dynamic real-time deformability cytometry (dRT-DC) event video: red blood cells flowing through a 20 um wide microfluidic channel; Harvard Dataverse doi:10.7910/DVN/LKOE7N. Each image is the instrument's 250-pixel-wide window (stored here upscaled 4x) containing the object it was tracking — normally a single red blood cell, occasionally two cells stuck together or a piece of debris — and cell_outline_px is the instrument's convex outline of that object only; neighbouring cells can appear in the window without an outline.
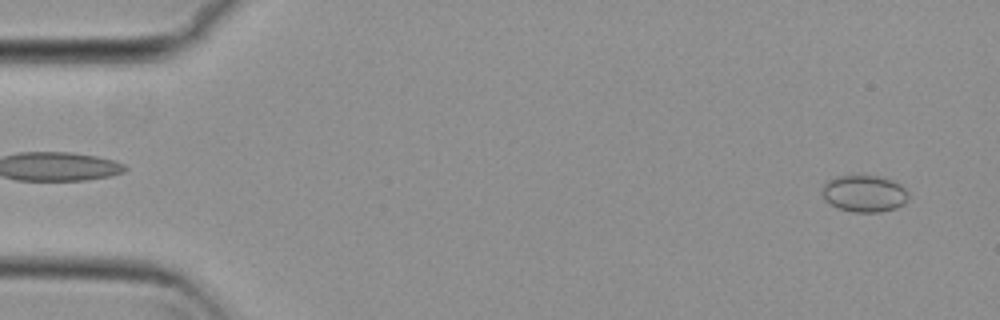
{"species": "common noctule bat (a hibernating species)", "species_latin": "Nyctalus noctula", "temperature_condition": "cold", "stored_images_in_passage": 55, "camera_frame_rate_fps": 3000, "um_per_image_px": 0.085, "animal": {"sex": "female", "body_mass_g": 29.2, "forearm_length_mm": 56.3}, "frame": {"image": 1, "passage_image": 3, "time_ms": 0.667, "image_size_px": [1000, 320], "cell_outline_px": [[908, 200], [904, 204], [896, 208], [880, 212], [852, 212], [840, 208], [824, 200], [824, 184], [828, 180], [836, 176], [856, 172], [864, 172], [880, 176], [892, 180], [900, 184], [908, 192]], "centroid_in_image_um": [73.48, 16.39], "position_along_channel_um": 11.5, "area_um2": 19.13}}
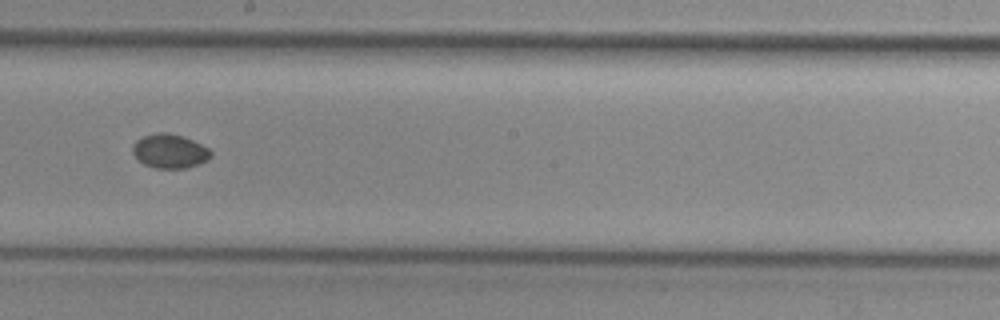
{"frame": {"image": 2, "passage_image": 31, "time_ms": 10.0, "image_size_px": [1000, 320], "cell_outline_px": [[212, 156], [208, 160], [184, 168], [156, 168], [144, 164], [132, 152], [132, 144], [136, 140], [144, 136], [160, 132], [168, 132], [184, 136], [208, 148], [212, 152]], "centroid_in_image_um": [14.43, 12.83], "position_along_channel_um": 233.8, "area_um2": 15.43}}
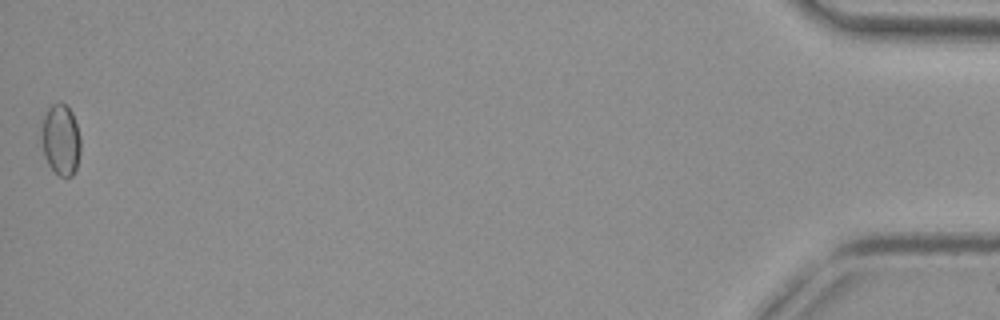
{"frame": {"image": 3, "passage_image": 55, "time_ms": 18.0, "image_size_px": [1000, 320], "cell_outline_px": [[80, 152], [76, 168], [72, 176], [60, 176], [48, 164], [44, 156], [44, 116], [48, 108], [52, 104], [60, 100], [72, 112], [80, 136]], "centroid_in_image_um": [5.21, 11.86], "position_along_channel_um": 430.0, "area_um2": 15.66}}